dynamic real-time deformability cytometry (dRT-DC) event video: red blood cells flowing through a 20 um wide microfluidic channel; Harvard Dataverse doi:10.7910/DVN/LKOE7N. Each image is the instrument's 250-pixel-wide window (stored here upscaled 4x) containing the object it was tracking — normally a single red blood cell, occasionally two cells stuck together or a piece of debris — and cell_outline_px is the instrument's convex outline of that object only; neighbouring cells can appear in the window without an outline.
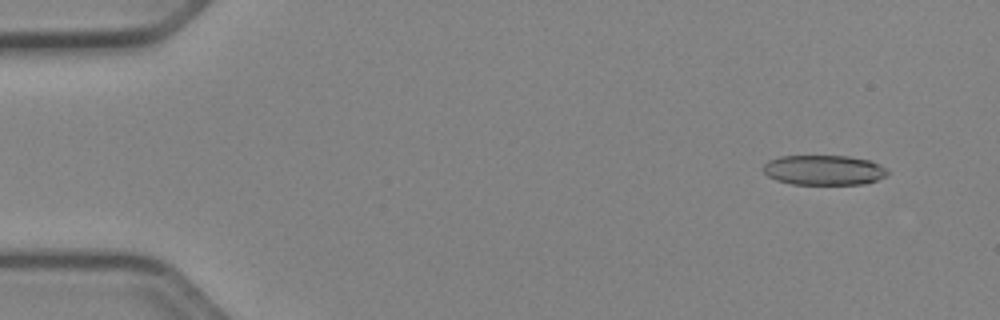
{"species": "Egyptian fruit bat (a non-hibernating species)", "species_latin": "Rousettus aegyptiacus", "temperature_condition": "cold", "stored_images_in_passage": 51, "camera_frame_rate_fps": 3000, "um_per_image_px": 0.085, "animal": {"sex": "female"}, "frame": {"image": 1, "passage_image": 4, "time_ms": 1.0, "image_size_px": [1000, 320], "cell_outline_px": [[888, 176], [864, 184], [792, 184], [776, 180], [768, 176], [764, 172], [764, 164], [768, 160], [780, 156], [848, 156], [868, 160], [880, 164], [888, 168]], "centroid_in_image_um": [70.05, 14.46], "position_along_channel_um": 14.9, "area_um2": 21.79}}
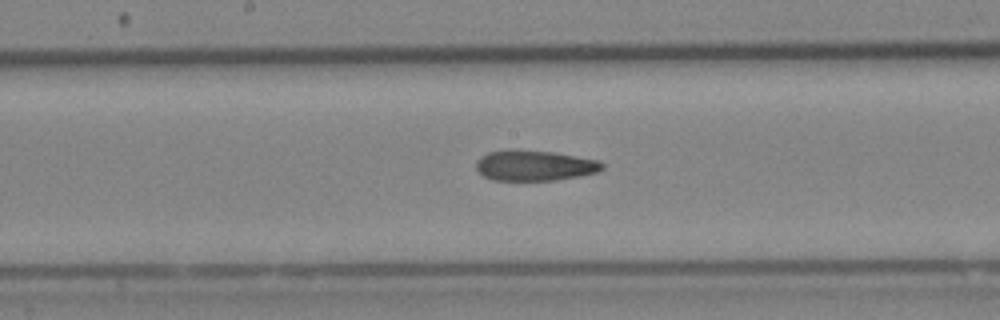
{"frame": {"image": 2, "passage_image": 27, "time_ms": 8.667, "image_size_px": [1000, 320], "cell_outline_px": [[604, 168], [596, 172], [576, 176], [552, 180], [492, 180], [484, 176], [476, 168], [476, 160], [480, 156], [488, 152], [508, 148], [516, 148], [552, 152], [600, 160], [604, 164]], "centroid_in_image_um": [45.39, 14.04], "position_along_channel_um": 202.8, "area_um2": 22.6}}
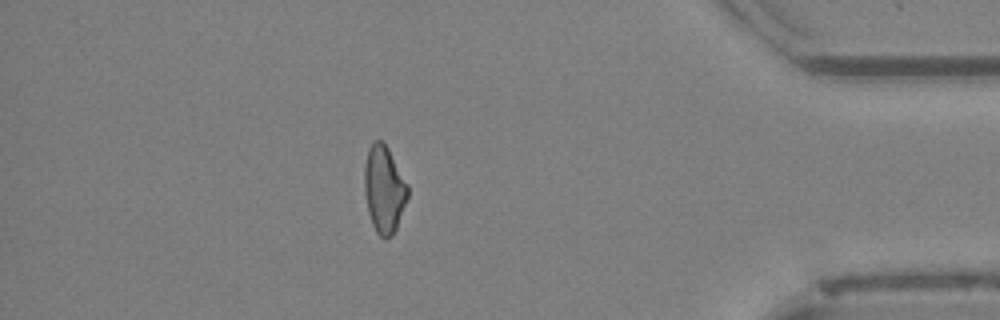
{"frame": {"image": 3, "passage_image": 45, "time_ms": 14.667, "image_size_px": [1000, 320], "cell_outline_px": [[408, 196], [396, 228], [392, 236], [384, 240], [376, 232], [372, 224], [368, 212], [364, 192], [364, 168], [368, 148], [376, 140], [380, 140], [388, 148], [408, 184]], "centroid_in_image_um": [32.64, 16.11], "position_along_channel_um": 402.6, "area_um2": 21.96}, "authors_computed_cell_mechanics": {"area_um2": 22.5998, "velocity_mm_per_s": 3.9788, "shape_relaxation_time_tau1_ms": null, "shape_relaxation_time_tau2_ms": 6.9604, "deformation_change_tau1": null, "deformation_change_tau2": 0.1852}}